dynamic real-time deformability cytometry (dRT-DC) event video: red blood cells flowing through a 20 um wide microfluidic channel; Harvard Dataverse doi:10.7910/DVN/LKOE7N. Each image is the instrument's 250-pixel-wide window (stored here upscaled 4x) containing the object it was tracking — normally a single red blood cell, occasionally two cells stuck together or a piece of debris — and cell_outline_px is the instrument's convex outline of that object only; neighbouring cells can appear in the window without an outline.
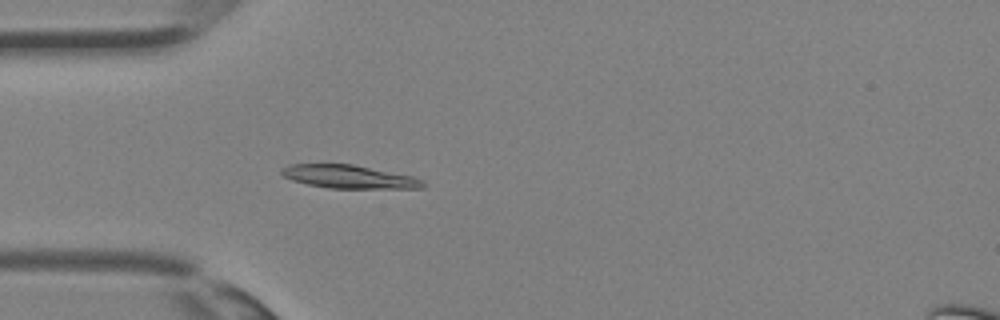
{"species": "Egyptian fruit bat (a non-hibernating species)", "species_latin": "Rousettus aegyptiacus", "temperature_condition": "room temperature", "stored_images_in_passage": 27, "camera_frame_rate_fps": 3000, "um_per_image_px": 0.085, "animal": {"sex": "female"}, "frame": {"image": 1, "passage_image": 5, "time_ms": 1.333, "image_size_px": [1000, 320], "cell_outline_px": [[424, 188], [328, 188], [308, 184], [292, 180], [284, 176], [280, 172], [280, 168], [288, 164], [352, 164], [412, 176], [424, 180]], "centroid_in_image_um": [29.64, 15.02], "position_along_channel_um": 55.4, "area_um2": 19.07}}
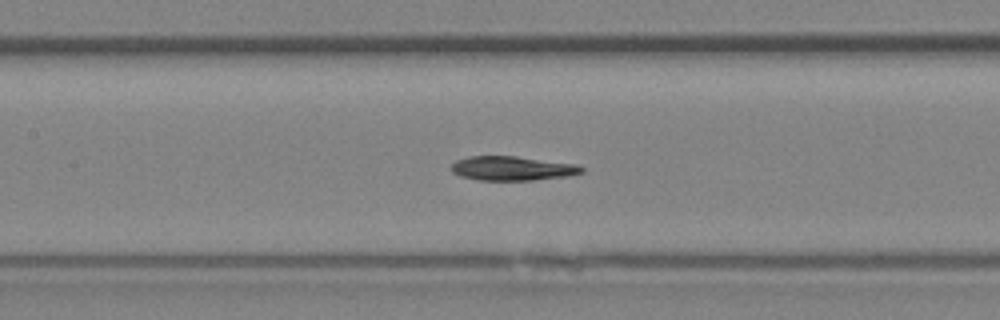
{"frame": {"image": 2, "passage_image": 11, "time_ms": 3.333, "image_size_px": [1000, 320], "cell_outline_px": [[584, 172], [568, 176], [536, 180], [480, 180], [460, 176], [452, 172], [452, 164], [456, 160], [468, 156], [516, 156], [576, 164], [584, 168]], "centroid_in_image_um": [43.55, 14.31], "position_along_channel_um": 163.8, "area_um2": 18.44}}
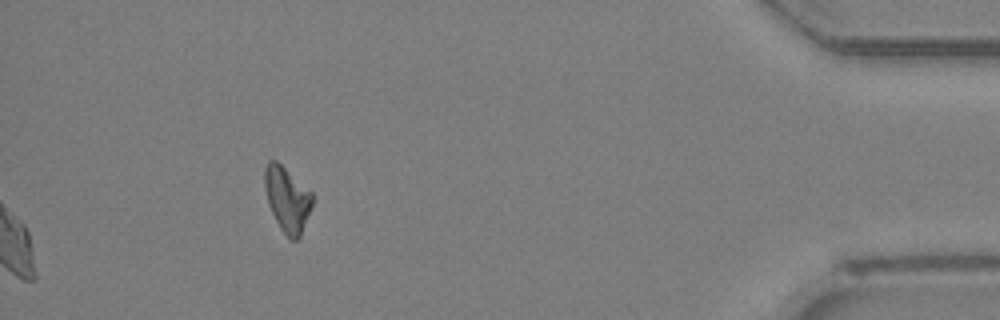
{"frame": {"image": 3, "passage_image": 27, "time_ms": 8.667, "image_size_px": [1000, 320], "cell_outline_px": [[312, 204], [300, 236], [296, 240], [288, 240], [280, 228], [268, 204], [264, 188], [264, 168], [268, 160], [276, 160], [312, 192]], "centroid_in_image_um": [24.38, 16.93], "position_along_channel_um": 410.8, "area_um2": 17.98}}